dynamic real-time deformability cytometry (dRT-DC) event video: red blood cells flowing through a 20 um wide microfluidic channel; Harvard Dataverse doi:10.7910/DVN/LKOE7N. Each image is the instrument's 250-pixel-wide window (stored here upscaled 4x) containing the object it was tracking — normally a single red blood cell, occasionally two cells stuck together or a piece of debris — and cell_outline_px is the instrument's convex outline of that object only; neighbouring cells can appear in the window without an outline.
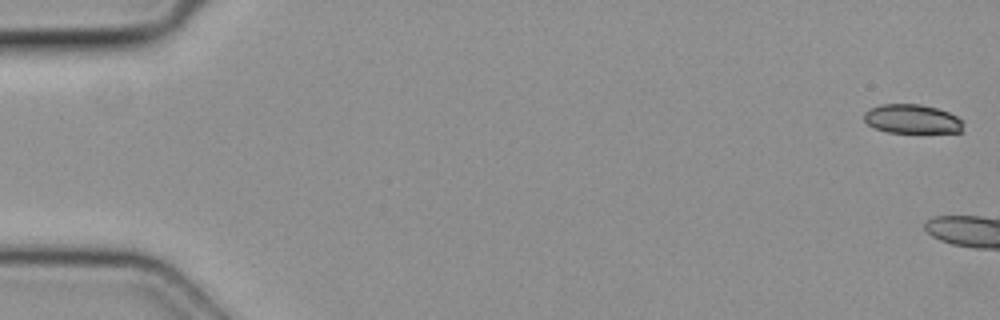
{"species": "common noctule bat (a hibernating species)", "species_latin": "Nyctalus noctula", "temperature_condition": "cold", "stored_images_in_passage": 9, "camera_frame_rate_fps": 3000, "um_per_image_px": 0.085, "animal": {"sex": "female", "body_mass_g": 19.3, "forearm_length_mm": 54.1}, "frame": {"image": 1, "passage_image": 1, "time_ms": 0.0, "image_size_px": [1000, 320], "cell_outline_px": [[964, 132], [888, 132], [876, 128], [868, 124], [864, 120], [864, 112], [880, 104], [920, 104], [936, 108], [948, 112], [956, 116], [960, 120]], "centroid_in_image_um": [77.51, 10.11], "position_along_channel_um": 7.5, "area_um2": 16.59}}
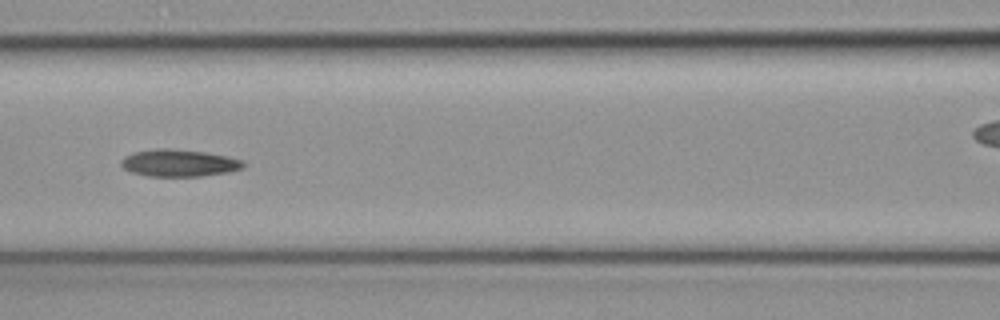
{"frame": {"image": 2, "passage_image": 8, "time_ms": 2.333, "image_size_px": [1000, 320], "cell_outline_px": [[248, 164], [244, 168], [228, 172], [200, 176], [148, 176], [132, 172], [124, 168], [120, 164], [120, 160], [124, 156], [136, 152], [156, 148], [168, 148], [204, 152], [228, 156], [244, 160]], "centroid_in_image_um": [15.26, 13.85], "position_along_channel_um": 151.3, "area_um2": 19.42}}